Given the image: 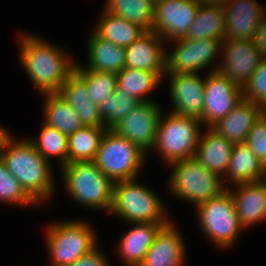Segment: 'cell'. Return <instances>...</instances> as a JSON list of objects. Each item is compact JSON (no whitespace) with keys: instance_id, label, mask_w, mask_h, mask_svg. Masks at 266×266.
Wrapping results in <instances>:
<instances>
[{"instance_id":"cb8c5ba5","label":"cell","mask_w":266,"mask_h":266,"mask_svg":"<svg viewBox=\"0 0 266 266\" xmlns=\"http://www.w3.org/2000/svg\"><path fill=\"white\" fill-rule=\"evenodd\" d=\"M88 40V65L86 69L98 72L119 73L125 68V47L98 36L94 31Z\"/></svg>"},{"instance_id":"7bdbcfd3","label":"cell","mask_w":266,"mask_h":266,"mask_svg":"<svg viewBox=\"0 0 266 266\" xmlns=\"http://www.w3.org/2000/svg\"><path fill=\"white\" fill-rule=\"evenodd\" d=\"M154 6L163 0H149Z\"/></svg>"},{"instance_id":"74e56055","label":"cell","mask_w":266,"mask_h":266,"mask_svg":"<svg viewBox=\"0 0 266 266\" xmlns=\"http://www.w3.org/2000/svg\"><path fill=\"white\" fill-rule=\"evenodd\" d=\"M101 250L95 247L91 252L81 256L69 266H110Z\"/></svg>"},{"instance_id":"4dcf8cb0","label":"cell","mask_w":266,"mask_h":266,"mask_svg":"<svg viewBox=\"0 0 266 266\" xmlns=\"http://www.w3.org/2000/svg\"><path fill=\"white\" fill-rule=\"evenodd\" d=\"M103 10L137 24L145 31L153 27L154 5L149 0H106Z\"/></svg>"},{"instance_id":"8992f818","label":"cell","mask_w":266,"mask_h":266,"mask_svg":"<svg viewBox=\"0 0 266 266\" xmlns=\"http://www.w3.org/2000/svg\"><path fill=\"white\" fill-rule=\"evenodd\" d=\"M201 120L170 112L161 116L153 149L167 164L193 158L201 135Z\"/></svg>"},{"instance_id":"d6a6232c","label":"cell","mask_w":266,"mask_h":266,"mask_svg":"<svg viewBox=\"0 0 266 266\" xmlns=\"http://www.w3.org/2000/svg\"><path fill=\"white\" fill-rule=\"evenodd\" d=\"M139 102L126 91H121L116 87L114 92L99 106L100 116L105 128L113 129Z\"/></svg>"},{"instance_id":"ba28073f","label":"cell","mask_w":266,"mask_h":266,"mask_svg":"<svg viewBox=\"0 0 266 266\" xmlns=\"http://www.w3.org/2000/svg\"><path fill=\"white\" fill-rule=\"evenodd\" d=\"M145 155L127 138L107 129L94 162L113 182L133 180L141 173Z\"/></svg>"},{"instance_id":"1f68e13d","label":"cell","mask_w":266,"mask_h":266,"mask_svg":"<svg viewBox=\"0 0 266 266\" xmlns=\"http://www.w3.org/2000/svg\"><path fill=\"white\" fill-rule=\"evenodd\" d=\"M30 141L38 153L48 162L51 156L58 157L61 168L67 164L68 136L42 122V129L38 139Z\"/></svg>"},{"instance_id":"52a82bcc","label":"cell","mask_w":266,"mask_h":266,"mask_svg":"<svg viewBox=\"0 0 266 266\" xmlns=\"http://www.w3.org/2000/svg\"><path fill=\"white\" fill-rule=\"evenodd\" d=\"M169 165L173 168L169 179L171 194L196 206L227 189L219 175L210 172L194 157Z\"/></svg>"},{"instance_id":"f546056e","label":"cell","mask_w":266,"mask_h":266,"mask_svg":"<svg viewBox=\"0 0 266 266\" xmlns=\"http://www.w3.org/2000/svg\"><path fill=\"white\" fill-rule=\"evenodd\" d=\"M105 127H86L68 135L67 164L75 161H94Z\"/></svg>"},{"instance_id":"ab89813d","label":"cell","mask_w":266,"mask_h":266,"mask_svg":"<svg viewBox=\"0 0 266 266\" xmlns=\"http://www.w3.org/2000/svg\"><path fill=\"white\" fill-rule=\"evenodd\" d=\"M11 134L9 133V131H7V129L3 128L2 126H0V153L3 149V145L5 143V141L7 140V138L10 136Z\"/></svg>"},{"instance_id":"4fadbf2b","label":"cell","mask_w":266,"mask_h":266,"mask_svg":"<svg viewBox=\"0 0 266 266\" xmlns=\"http://www.w3.org/2000/svg\"><path fill=\"white\" fill-rule=\"evenodd\" d=\"M221 52L216 71L242 88L263 60L254 40L224 39Z\"/></svg>"},{"instance_id":"3957f363","label":"cell","mask_w":266,"mask_h":266,"mask_svg":"<svg viewBox=\"0 0 266 266\" xmlns=\"http://www.w3.org/2000/svg\"><path fill=\"white\" fill-rule=\"evenodd\" d=\"M61 170L64 189L79 205L110 211L114 182L94 161H75Z\"/></svg>"},{"instance_id":"9a60e30c","label":"cell","mask_w":266,"mask_h":266,"mask_svg":"<svg viewBox=\"0 0 266 266\" xmlns=\"http://www.w3.org/2000/svg\"><path fill=\"white\" fill-rule=\"evenodd\" d=\"M256 0H222L225 13L224 39L254 40L264 9Z\"/></svg>"},{"instance_id":"e0dca14e","label":"cell","mask_w":266,"mask_h":266,"mask_svg":"<svg viewBox=\"0 0 266 266\" xmlns=\"http://www.w3.org/2000/svg\"><path fill=\"white\" fill-rule=\"evenodd\" d=\"M183 237L172 221L157 233L139 266H183L186 251Z\"/></svg>"},{"instance_id":"7402d4cb","label":"cell","mask_w":266,"mask_h":266,"mask_svg":"<svg viewBox=\"0 0 266 266\" xmlns=\"http://www.w3.org/2000/svg\"><path fill=\"white\" fill-rule=\"evenodd\" d=\"M133 224L134 226L121 237L116 250L127 266H139L159 230L168 223Z\"/></svg>"},{"instance_id":"83f0119b","label":"cell","mask_w":266,"mask_h":266,"mask_svg":"<svg viewBox=\"0 0 266 266\" xmlns=\"http://www.w3.org/2000/svg\"><path fill=\"white\" fill-rule=\"evenodd\" d=\"M99 23L94 32L105 40L127 47L142 36L146 31L137 24L127 21L125 18L110 14L103 10Z\"/></svg>"},{"instance_id":"8d00e7d4","label":"cell","mask_w":266,"mask_h":266,"mask_svg":"<svg viewBox=\"0 0 266 266\" xmlns=\"http://www.w3.org/2000/svg\"><path fill=\"white\" fill-rule=\"evenodd\" d=\"M245 143L262 164H266V111L254 122Z\"/></svg>"},{"instance_id":"8fae6325","label":"cell","mask_w":266,"mask_h":266,"mask_svg":"<svg viewBox=\"0 0 266 266\" xmlns=\"http://www.w3.org/2000/svg\"><path fill=\"white\" fill-rule=\"evenodd\" d=\"M216 70L214 66L208 69L205 77L204 107L200 118L205 128H212L243 100L242 87Z\"/></svg>"},{"instance_id":"44dd1931","label":"cell","mask_w":266,"mask_h":266,"mask_svg":"<svg viewBox=\"0 0 266 266\" xmlns=\"http://www.w3.org/2000/svg\"><path fill=\"white\" fill-rule=\"evenodd\" d=\"M234 143L219 135L212 128L201 133L194 158L210 172L225 177ZM224 175V176H223Z\"/></svg>"},{"instance_id":"6da1fadb","label":"cell","mask_w":266,"mask_h":266,"mask_svg":"<svg viewBox=\"0 0 266 266\" xmlns=\"http://www.w3.org/2000/svg\"><path fill=\"white\" fill-rule=\"evenodd\" d=\"M19 36L20 60L35 88L44 93H58L75 63L69 54L37 36Z\"/></svg>"},{"instance_id":"60d3db41","label":"cell","mask_w":266,"mask_h":266,"mask_svg":"<svg viewBox=\"0 0 266 266\" xmlns=\"http://www.w3.org/2000/svg\"><path fill=\"white\" fill-rule=\"evenodd\" d=\"M200 4H215V3H219L222 0H194Z\"/></svg>"},{"instance_id":"d4e9b609","label":"cell","mask_w":266,"mask_h":266,"mask_svg":"<svg viewBox=\"0 0 266 266\" xmlns=\"http://www.w3.org/2000/svg\"><path fill=\"white\" fill-rule=\"evenodd\" d=\"M263 164L245 143H234L225 178L232 184L262 181Z\"/></svg>"},{"instance_id":"4316f807","label":"cell","mask_w":266,"mask_h":266,"mask_svg":"<svg viewBox=\"0 0 266 266\" xmlns=\"http://www.w3.org/2000/svg\"><path fill=\"white\" fill-rule=\"evenodd\" d=\"M43 123L56 128L65 135H70L82 128L75 110L59 93H44Z\"/></svg>"},{"instance_id":"7c38bea8","label":"cell","mask_w":266,"mask_h":266,"mask_svg":"<svg viewBox=\"0 0 266 266\" xmlns=\"http://www.w3.org/2000/svg\"><path fill=\"white\" fill-rule=\"evenodd\" d=\"M161 112L160 106L153 100L139 102L112 130L147 154L155 145Z\"/></svg>"},{"instance_id":"277c9868","label":"cell","mask_w":266,"mask_h":266,"mask_svg":"<svg viewBox=\"0 0 266 266\" xmlns=\"http://www.w3.org/2000/svg\"><path fill=\"white\" fill-rule=\"evenodd\" d=\"M137 180L114 182L109 213L128 223H169L161 198Z\"/></svg>"},{"instance_id":"f35d334b","label":"cell","mask_w":266,"mask_h":266,"mask_svg":"<svg viewBox=\"0 0 266 266\" xmlns=\"http://www.w3.org/2000/svg\"><path fill=\"white\" fill-rule=\"evenodd\" d=\"M254 42L257 50L261 53V56L266 58V11H264L261 21L259 22L254 36Z\"/></svg>"},{"instance_id":"5bb4252c","label":"cell","mask_w":266,"mask_h":266,"mask_svg":"<svg viewBox=\"0 0 266 266\" xmlns=\"http://www.w3.org/2000/svg\"><path fill=\"white\" fill-rule=\"evenodd\" d=\"M201 4L194 0H163L154 6L153 32L167 44L184 38ZM168 40V42H167Z\"/></svg>"},{"instance_id":"d6986e66","label":"cell","mask_w":266,"mask_h":266,"mask_svg":"<svg viewBox=\"0 0 266 266\" xmlns=\"http://www.w3.org/2000/svg\"><path fill=\"white\" fill-rule=\"evenodd\" d=\"M236 190L227 189L234 199L235 209L243 227L266 219V182L236 184Z\"/></svg>"},{"instance_id":"e575fe53","label":"cell","mask_w":266,"mask_h":266,"mask_svg":"<svg viewBox=\"0 0 266 266\" xmlns=\"http://www.w3.org/2000/svg\"><path fill=\"white\" fill-rule=\"evenodd\" d=\"M0 201L5 204L36 205L0 158Z\"/></svg>"},{"instance_id":"30bf717a","label":"cell","mask_w":266,"mask_h":266,"mask_svg":"<svg viewBox=\"0 0 266 266\" xmlns=\"http://www.w3.org/2000/svg\"><path fill=\"white\" fill-rule=\"evenodd\" d=\"M175 49L166 53L165 74L198 73L207 66H212L221 52L222 41L219 39H187L172 40ZM177 45V47H176Z\"/></svg>"},{"instance_id":"836d02e7","label":"cell","mask_w":266,"mask_h":266,"mask_svg":"<svg viewBox=\"0 0 266 266\" xmlns=\"http://www.w3.org/2000/svg\"><path fill=\"white\" fill-rule=\"evenodd\" d=\"M74 71L85 81L88 94L94 103L100 106L117 87V74L98 72L76 64Z\"/></svg>"},{"instance_id":"ac0fdd59","label":"cell","mask_w":266,"mask_h":266,"mask_svg":"<svg viewBox=\"0 0 266 266\" xmlns=\"http://www.w3.org/2000/svg\"><path fill=\"white\" fill-rule=\"evenodd\" d=\"M166 43L157 33L146 31L130 46L125 47V67L165 72Z\"/></svg>"},{"instance_id":"7a4b0ae2","label":"cell","mask_w":266,"mask_h":266,"mask_svg":"<svg viewBox=\"0 0 266 266\" xmlns=\"http://www.w3.org/2000/svg\"><path fill=\"white\" fill-rule=\"evenodd\" d=\"M0 158L37 204L53 195L55 181L51 163L38 153L30 139L16 141L10 135L3 145Z\"/></svg>"},{"instance_id":"9c48e42d","label":"cell","mask_w":266,"mask_h":266,"mask_svg":"<svg viewBox=\"0 0 266 266\" xmlns=\"http://www.w3.org/2000/svg\"><path fill=\"white\" fill-rule=\"evenodd\" d=\"M201 230L220 248L233 245L243 230L228 189L195 206Z\"/></svg>"},{"instance_id":"2e32d148","label":"cell","mask_w":266,"mask_h":266,"mask_svg":"<svg viewBox=\"0 0 266 266\" xmlns=\"http://www.w3.org/2000/svg\"><path fill=\"white\" fill-rule=\"evenodd\" d=\"M167 76L170 80V97L174 106L171 112L200 119L204 107L205 78H201L198 73Z\"/></svg>"},{"instance_id":"d590c367","label":"cell","mask_w":266,"mask_h":266,"mask_svg":"<svg viewBox=\"0 0 266 266\" xmlns=\"http://www.w3.org/2000/svg\"><path fill=\"white\" fill-rule=\"evenodd\" d=\"M242 91L243 99L260 106L266 111V58H263Z\"/></svg>"},{"instance_id":"484cf974","label":"cell","mask_w":266,"mask_h":266,"mask_svg":"<svg viewBox=\"0 0 266 266\" xmlns=\"http://www.w3.org/2000/svg\"><path fill=\"white\" fill-rule=\"evenodd\" d=\"M225 33V13L222 3L201 4L195 19L189 27L187 39H219L223 42Z\"/></svg>"},{"instance_id":"f1b7e54d","label":"cell","mask_w":266,"mask_h":266,"mask_svg":"<svg viewBox=\"0 0 266 266\" xmlns=\"http://www.w3.org/2000/svg\"><path fill=\"white\" fill-rule=\"evenodd\" d=\"M165 72H152L125 67L117 73V87L140 102L150 101L147 95L155 90Z\"/></svg>"},{"instance_id":"603a6c76","label":"cell","mask_w":266,"mask_h":266,"mask_svg":"<svg viewBox=\"0 0 266 266\" xmlns=\"http://www.w3.org/2000/svg\"><path fill=\"white\" fill-rule=\"evenodd\" d=\"M263 112L260 106L243 99L212 129L232 143L246 142L250 129Z\"/></svg>"},{"instance_id":"5b68a950","label":"cell","mask_w":266,"mask_h":266,"mask_svg":"<svg viewBox=\"0 0 266 266\" xmlns=\"http://www.w3.org/2000/svg\"><path fill=\"white\" fill-rule=\"evenodd\" d=\"M46 228L51 266H69L98 245L94 229L85 221L57 222Z\"/></svg>"},{"instance_id":"b9f144b4","label":"cell","mask_w":266,"mask_h":266,"mask_svg":"<svg viewBox=\"0 0 266 266\" xmlns=\"http://www.w3.org/2000/svg\"><path fill=\"white\" fill-rule=\"evenodd\" d=\"M262 181L266 182V164L263 166V176H262Z\"/></svg>"},{"instance_id":"ffe728a7","label":"cell","mask_w":266,"mask_h":266,"mask_svg":"<svg viewBox=\"0 0 266 266\" xmlns=\"http://www.w3.org/2000/svg\"><path fill=\"white\" fill-rule=\"evenodd\" d=\"M58 93L75 110L83 126L105 127L99 106L88 94L85 81L75 71L67 77Z\"/></svg>"}]
</instances>
